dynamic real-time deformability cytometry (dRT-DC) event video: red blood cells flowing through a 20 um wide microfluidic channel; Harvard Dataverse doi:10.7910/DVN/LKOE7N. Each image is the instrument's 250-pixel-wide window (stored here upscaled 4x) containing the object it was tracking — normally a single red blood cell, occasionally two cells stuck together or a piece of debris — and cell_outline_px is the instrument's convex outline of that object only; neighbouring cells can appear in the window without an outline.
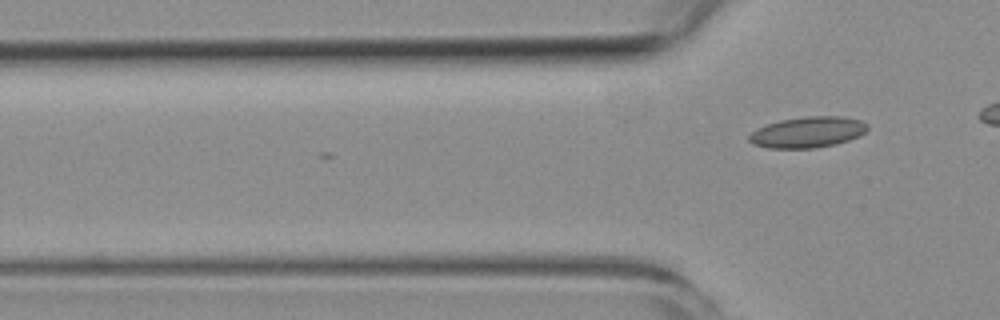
{"species": "common noctule bat (a hibernating species)", "species_latin": "Nyctalus noctula", "temperature_condition": "room temperature", "stored_images_in_passage": 4, "camera_frame_rate_fps": 3000, "um_per_image_px": 0.085, "animal": {"sex": "female", "body_mass_g": 19.3, "forearm_length_mm": 54.1}, "frame": {"image": 1, "passage_image": 4, "time_ms": 3.333, "image_size_px": [1000, 320], "cell_outline_px": [[868, 128], [860, 136], [836, 144], [812, 148], [768, 148], [752, 144], [748, 140], [748, 136], [756, 128], [780, 120], [808, 116], [844, 116], [860, 120], [868, 124]], "centroid_in_image_um": [68.65, 11.23], "position_along_channel_um": 57.2, "area_um2": 21.39}}